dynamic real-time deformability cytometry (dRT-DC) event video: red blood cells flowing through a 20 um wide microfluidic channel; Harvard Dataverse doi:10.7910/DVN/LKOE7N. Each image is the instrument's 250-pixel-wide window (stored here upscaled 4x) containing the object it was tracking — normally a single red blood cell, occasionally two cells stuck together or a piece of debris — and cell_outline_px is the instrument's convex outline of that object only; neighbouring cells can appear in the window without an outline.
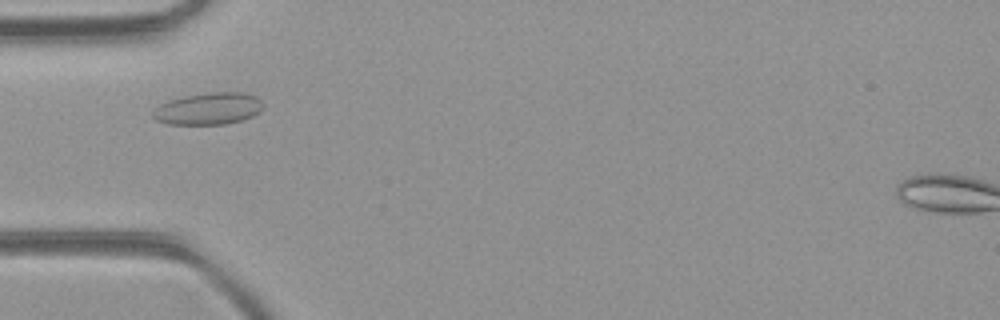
{"species": "common noctule bat (a hibernating species)", "species_latin": "Nyctalus noctula", "temperature_condition": "room temperature", "stored_images_in_passage": 40, "camera_frame_rate_fps": 3000, "um_per_image_px": 0.085, "animal": {"sex": "female", "body_mass_g": 21.9}, "frame": {"image": 1, "passage_image": 8, "time_ms": 2.333, "image_size_px": [1000, 320], "cell_outline_px": [[260, 112], [252, 116], [240, 120], [224, 124], [168, 124], [156, 120], [152, 116], [152, 112], [160, 104], [168, 100], [184, 96], [208, 92], [244, 92], [256, 96], [260, 100]], "centroid_in_image_um": [17.68, 9.23], "position_along_channel_um": 67.3, "area_um2": 20.4}}
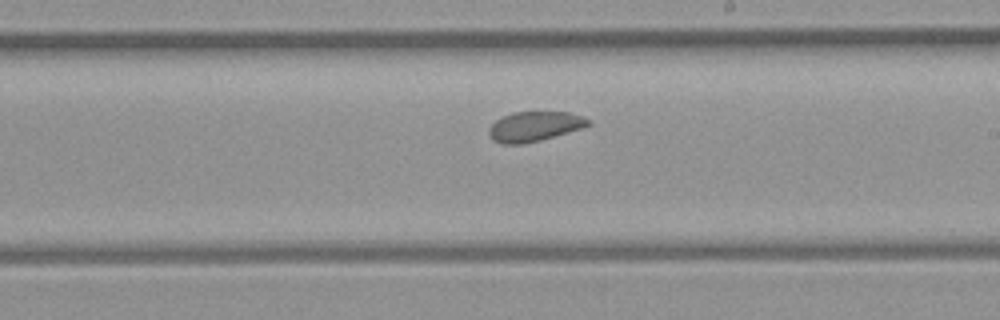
{"frame": {"image": 2, "passage_image": 20, "time_ms": 6.333, "image_size_px": [1000, 320], "cell_outline_px": [[592, 124], [584, 128], [540, 140], [520, 144], [504, 144], [492, 140], [488, 132], [488, 128], [496, 120], [512, 112], [568, 112], [584, 116]], "centroid_in_image_um": [45.44, 10.74], "position_along_channel_um": 243.6, "area_um2": 17.28}}
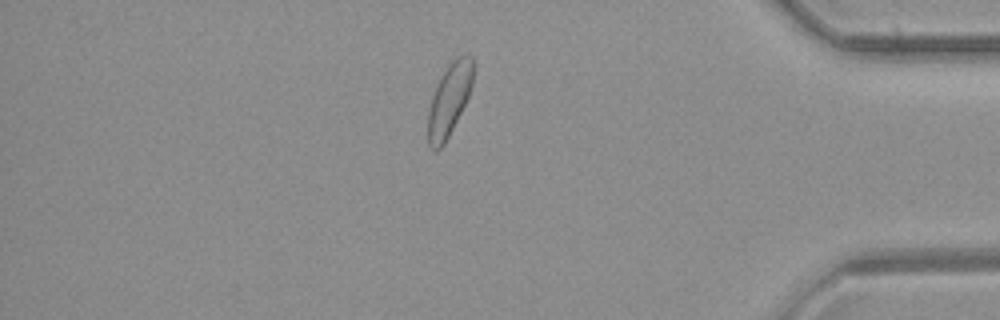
{"frame": {"image": 3, "passage_image": 33, "time_ms": 10.667, "image_size_px": [1000, 320], "cell_outline_px": [[476, 68], [472, 84], [468, 96], [444, 144], [436, 152], [428, 144], [428, 112], [432, 96], [436, 84], [448, 64], [456, 56], [472, 56], [476, 64]], "centroid_in_image_um": [38.2, 8.41], "position_along_channel_um": 397.0, "area_um2": 19.02}, "authors_computed_cell_mechanics": {"area_um2": 18.5249, "velocity_mm_per_s": 4.4035, "shape_relaxation_time_tau1_ms": null, "shape_relaxation_time_tau2_ms": 3.8142, "deformation_change_tau1": null, "deformation_change_tau2": 0.0728}}